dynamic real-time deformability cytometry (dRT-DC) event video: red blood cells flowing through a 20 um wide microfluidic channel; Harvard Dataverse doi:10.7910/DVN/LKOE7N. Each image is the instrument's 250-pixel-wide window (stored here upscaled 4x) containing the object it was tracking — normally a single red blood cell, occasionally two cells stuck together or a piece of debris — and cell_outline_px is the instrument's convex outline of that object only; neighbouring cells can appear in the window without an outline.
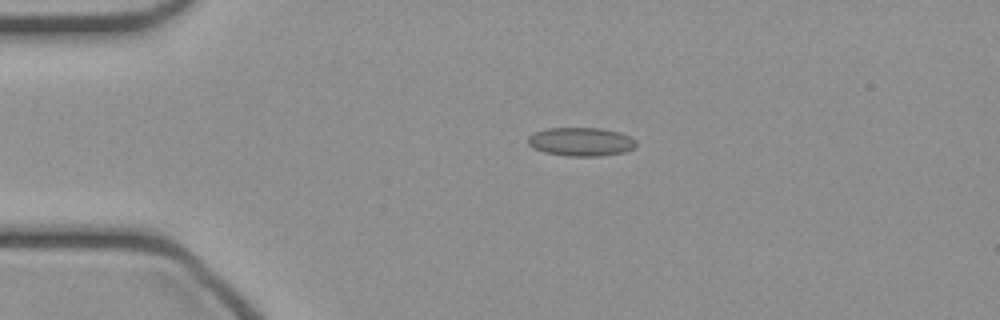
{"species": "common noctule bat (a hibernating species)", "species_latin": "Nyctalus noctula", "temperature_condition": "cold", "stored_images_in_passage": 38, "camera_frame_rate_fps": 3000, "um_per_image_px": 0.085, "animal": {"sex": "female", "body_mass_g": 21.9}, "frame": {"image": 1, "passage_image": 1, "time_ms": 0.0, "image_size_px": [1000, 320], "cell_outline_px": [[636, 148], [624, 152], [600, 156], [568, 156], [544, 152], [532, 148], [528, 144], [528, 136], [532, 132], [544, 128], [600, 128], [620, 132], [636, 140]], "centroid_in_image_um": [49.36, 12.04], "position_along_channel_um": 35.6, "area_um2": 18.26}}
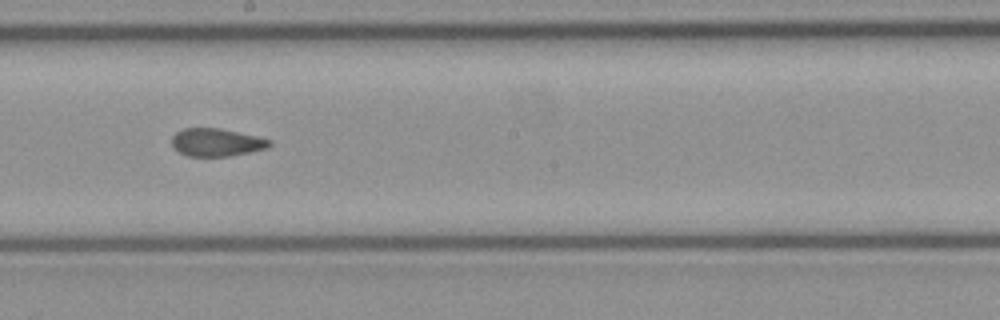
{"frame": {"image": 2, "passage_image": 17, "time_ms": 5.333, "image_size_px": [1000, 320], "cell_outline_px": [[272, 144], [268, 148], [228, 156], [188, 156], [180, 152], [172, 144], [172, 136], [176, 132], [184, 128], [220, 128], [256, 136], [272, 140]], "centroid_in_image_um": [18.41, 12.09], "position_along_channel_um": 229.8, "area_um2": 15.72}}
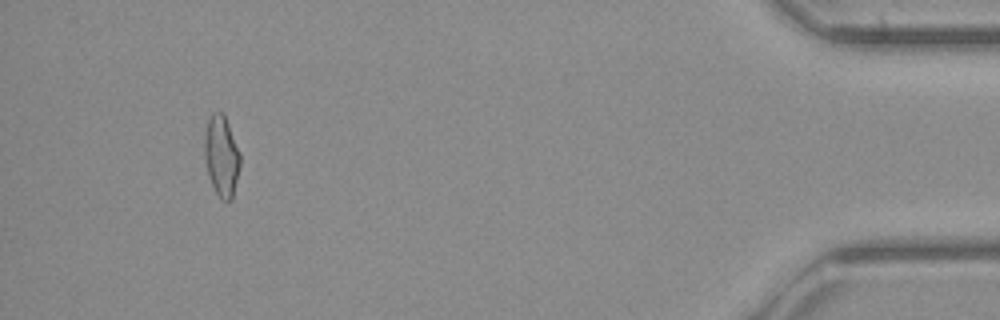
{"frame": {"image": 3, "passage_image": 35, "time_ms": 11.333, "image_size_px": [1000, 320], "cell_outline_px": [[240, 164], [232, 200], [220, 200], [208, 176], [204, 160], [204, 132], [208, 120], [212, 112], [224, 112], [240, 152]], "centroid_in_image_um": [18.81, 13.23], "position_along_channel_um": 416.4, "area_um2": 17.05}}